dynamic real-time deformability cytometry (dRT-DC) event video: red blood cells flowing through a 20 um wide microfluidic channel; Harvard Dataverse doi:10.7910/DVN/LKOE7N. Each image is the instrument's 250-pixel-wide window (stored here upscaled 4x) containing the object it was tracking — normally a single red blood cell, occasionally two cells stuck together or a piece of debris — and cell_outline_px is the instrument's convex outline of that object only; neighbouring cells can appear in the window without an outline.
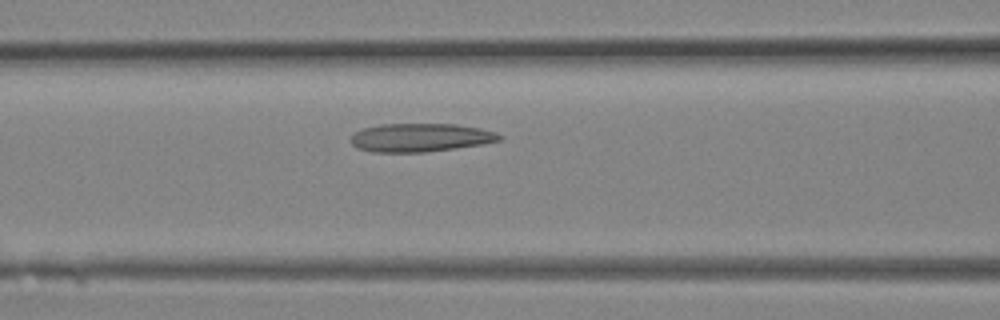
{"species": "Egyptian fruit bat (a non-hibernating species)", "species_latin": "Rousettus aegyptiacus", "temperature_condition": "room temperature", "stored_images_in_passage": 19, "camera_frame_rate_fps": 3000, "um_per_image_px": 0.085, "animal": {"sex": "female"}, "frame": {"image": 1, "passage_image": 5, "time_ms": 1.333, "image_size_px": [1000, 320], "cell_outline_px": [[504, 136], [500, 140], [480, 144], [424, 152], [372, 152], [356, 148], [352, 144], [352, 136], [356, 132], [364, 128], [380, 124], [456, 124], [480, 128], [496, 132]], "centroid_in_image_um": [35.73, 11.69], "position_along_channel_um": 130.9, "area_um2": 24.39}}
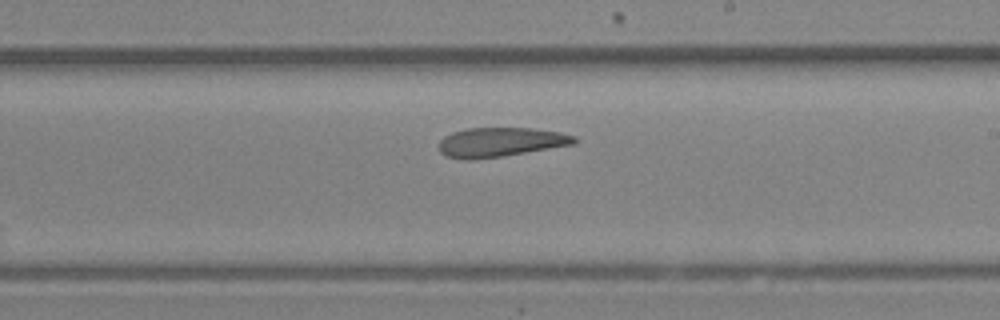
{"frame": {"image": 2, "passage_image": 10, "time_ms": 3.0, "image_size_px": [1000, 320], "cell_outline_px": [[576, 144], [500, 156], [472, 160], [468, 160], [444, 156], [440, 152], [440, 140], [444, 136], [452, 132], [468, 128], [532, 128], [560, 132], [576, 136]], "centroid_in_image_um": [42.53, 12.08], "position_along_channel_um": 246.5, "area_um2": 23.06}}
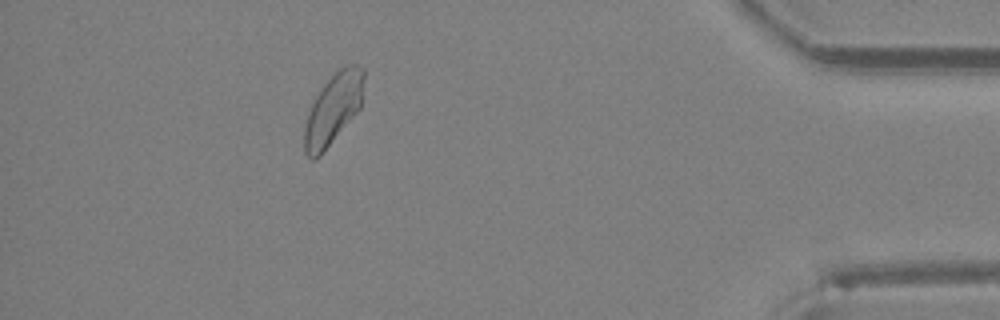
{"frame": {"image": 3, "passage_image": 19, "time_ms": 6.0, "image_size_px": [1000, 320], "cell_outline_px": [[364, 76], [360, 108], [320, 156], [316, 160], [312, 160], [304, 152], [304, 128], [312, 104], [320, 88], [344, 64], [356, 64], [364, 68]], "centroid_in_image_um": [28.32, 9.26], "position_along_channel_um": 406.9, "area_um2": 24.22}}